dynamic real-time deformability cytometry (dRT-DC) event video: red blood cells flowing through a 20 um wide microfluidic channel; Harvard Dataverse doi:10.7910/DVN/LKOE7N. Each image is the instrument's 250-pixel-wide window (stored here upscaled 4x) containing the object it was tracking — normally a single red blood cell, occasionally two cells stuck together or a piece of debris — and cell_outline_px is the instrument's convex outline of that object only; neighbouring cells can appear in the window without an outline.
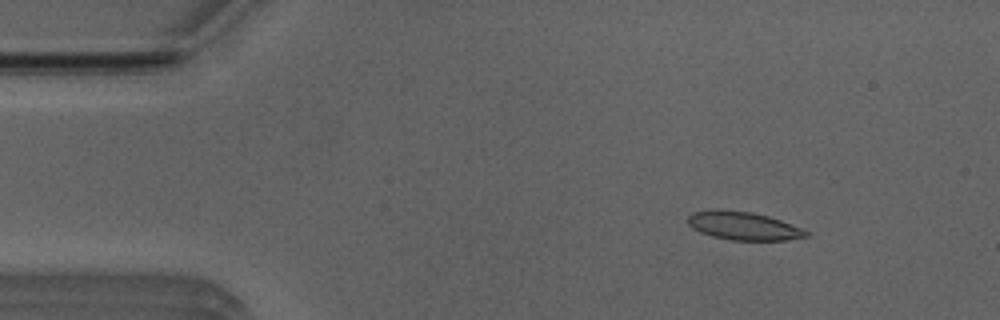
{"species": "Egyptian fruit bat (a non-hibernating species)", "species_latin": "Rousettus aegyptiacus", "temperature_condition": "room temperature", "stored_images_in_passage": 51, "camera_frame_rate_fps": 3000, "um_per_image_px": 0.085, "animal": {"sex": "male"}, "frame": {"image": 1, "passage_image": 6, "time_ms": 1.667, "image_size_px": [1000, 320], "cell_outline_px": [[808, 236], [788, 240], [732, 240], [712, 236], [700, 232], [692, 228], [688, 224], [688, 216], [692, 212], [716, 208], [752, 212], [768, 216], [780, 220], [800, 228], [808, 232]], "centroid_in_image_um": [63.13, 19.18], "position_along_channel_um": 21.9, "area_um2": 19.48}}
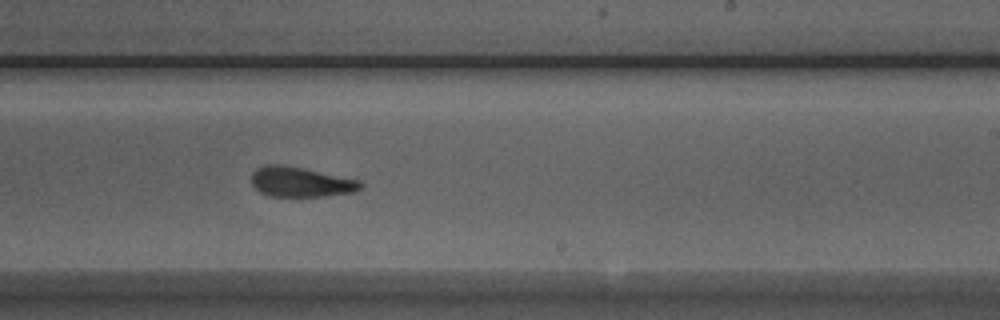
{"frame": {"image": 2, "passage_image": 30, "time_ms": 9.667, "image_size_px": [1000, 320], "cell_outline_px": [[364, 184], [360, 188], [352, 192], [324, 196], [268, 196], [260, 192], [252, 184], [252, 172], [256, 168], [264, 164], [280, 164], [304, 168], [360, 180]], "centroid_in_image_um": [25.53, 15.45], "position_along_channel_um": 263.5, "area_um2": 19.07}}
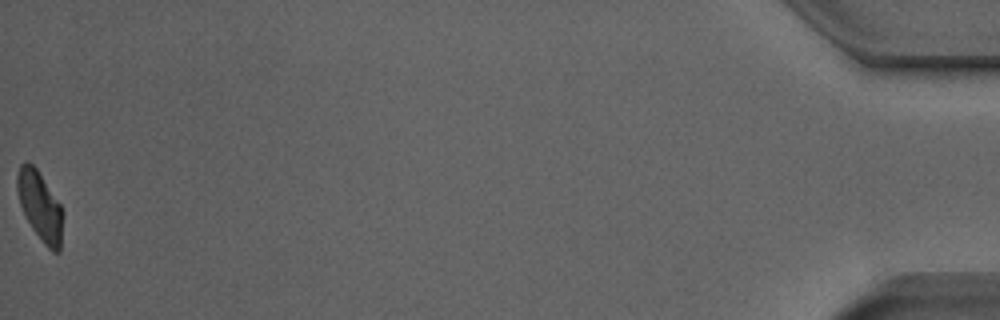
{"frame": {"image": 3, "passage_image": 51, "time_ms": 16.667, "image_size_px": [1000, 320], "cell_outline_px": [[64, 212], [60, 252], [52, 252], [44, 244], [32, 228], [20, 204], [16, 188], [16, 176], [20, 164], [24, 160], [28, 160], [36, 168], [60, 204]], "centroid_in_image_um": [3.4, 17.51], "position_along_channel_um": 431.8, "area_um2": 18.5}, "authors_computed_cell_mechanics": {"area_um2": 19.3052, "velocity_mm_per_s": 3.9471, "shape_relaxation_time_tau1_ms": 6.151, "shape_relaxation_time_tau2_ms": 1.2475, "deformation_change_tau1": 0.1936, "deformation_change_tau2": 0.0742}}